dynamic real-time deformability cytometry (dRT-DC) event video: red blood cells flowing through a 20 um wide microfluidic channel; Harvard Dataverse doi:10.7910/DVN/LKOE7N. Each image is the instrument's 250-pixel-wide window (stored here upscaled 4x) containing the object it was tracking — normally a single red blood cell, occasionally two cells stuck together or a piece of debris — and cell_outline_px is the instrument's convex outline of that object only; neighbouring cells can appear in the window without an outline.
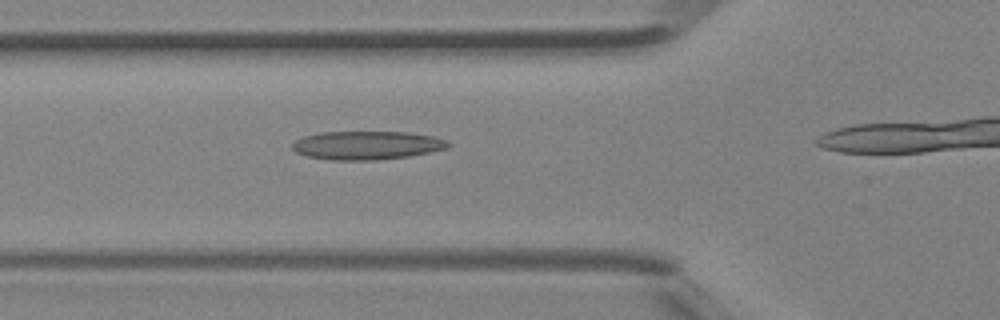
{"species": "Egyptian fruit bat (a non-hibernating species)", "species_latin": "Rousettus aegyptiacus", "temperature_condition": "room temperature", "stored_images_in_passage": 15, "camera_frame_rate_fps": 3000, "um_per_image_px": 0.085, "animal": {"sex": "female"}, "frame": {"image": 1, "passage_image": 11, "time_ms": 3.333, "image_size_px": [1000, 320], "cell_outline_px": [[452, 144], [448, 148], [408, 156], [372, 160], [332, 160], [308, 156], [296, 152], [292, 148], [292, 144], [296, 140], [304, 136], [320, 132], [408, 132], [432, 136], [448, 140]], "centroid_in_image_um": [31.2, 12.34], "position_along_channel_um": 94.6, "area_um2": 25.78}}
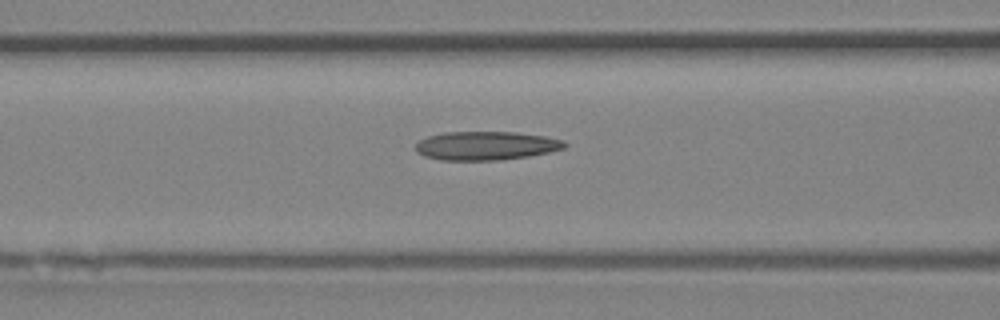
{"frame": {"image": 2, "passage_image": 13, "time_ms": 4.0, "image_size_px": [1000, 320], "cell_outline_px": [[568, 144], [564, 148], [548, 152], [528, 156], [500, 160], [440, 160], [424, 156], [416, 152], [416, 144], [420, 140], [428, 136], [444, 132], [516, 132], [544, 136], [564, 140]], "centroid_in_image_um": [41.3, 12.38], "position_along_channel_um": 125.3, "area_um2": 24.91}}